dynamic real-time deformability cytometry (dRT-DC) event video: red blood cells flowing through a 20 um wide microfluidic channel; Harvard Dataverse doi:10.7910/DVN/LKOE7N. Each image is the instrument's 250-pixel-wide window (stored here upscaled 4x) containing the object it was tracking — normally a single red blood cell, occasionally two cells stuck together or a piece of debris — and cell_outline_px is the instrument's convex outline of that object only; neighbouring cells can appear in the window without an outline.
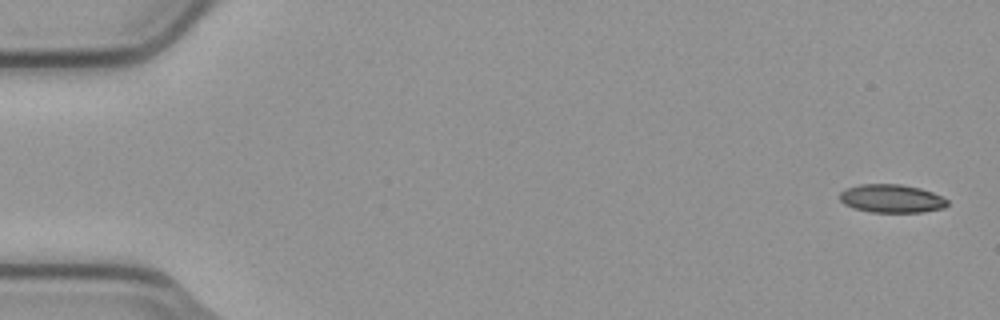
{"species": "common noctule bat (a hibernating species)", "species_latin": "Nyctalus noctula", "temperature_condition": "cold", "stored_images_in_passage": 6, "camera_frame_rate_fps": 3000, "um_per_image_px": 0.085, "animal": {"sex": "male", "body_mass_g": 23.1, "forearm_length_mm": 52.7}, "frame": {"image": 1, "passage_image": 1, "time_ms": 0.0, "image_size_px": [1000, 320], "cell_outline_px": [[948, 204], [944, 208], [920, 212], [872, 212], [856, 208], [844, 204], [840, 200], [840, 192], [848, 188], [860, 184], [900, 184], [920, 188], [932, 192], [948, 200]], "centroid_in_image_um": [75.79, 16.87], "position_along_channel_um": 9.2, "area_um2": 17.57}}
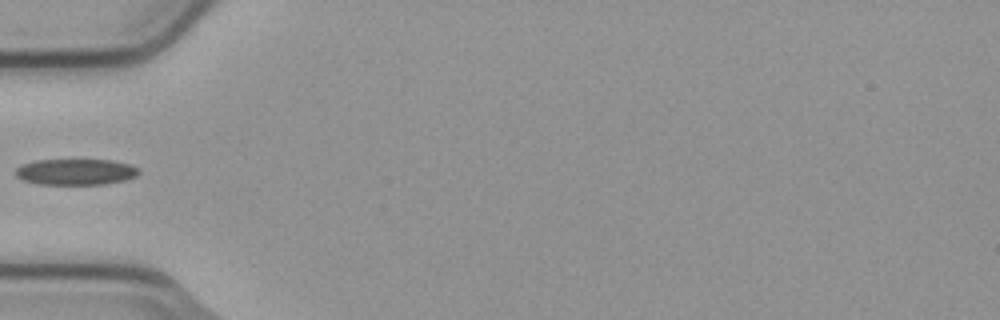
{"frame": {"image": 2, "passage_image": 5, "time_ms": 1.333, "image_size_px": [1000, 320], "cell_outline_px": [[140, 172], [136, 176], [124, 180], [104, 184], [36, 184], [24, 180], [16, 176], [16, 168], [20, 164], [36, 160], [112, 160], [132, 164], [140, 168]], "centroid_in_image_um": [6.46, 14.6], "position_along_channel_um": 78.5, "area_um2": 18.84}}
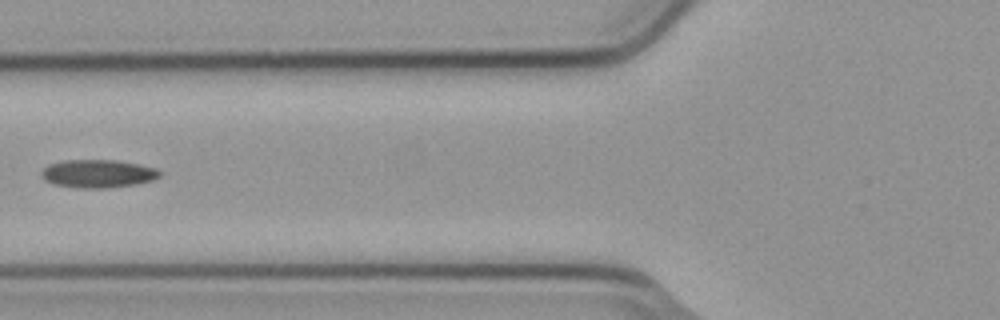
{"frame": {"image": 3, "passage_image": 6, "time_ms": 1.667, "image_size_px": [1000, 320], "cell_outline_px": [[160, 176], [152, 180], [136, 184], [108, 188], [76, 188], [52, 184], [44, 180], [40, 176], [40, 172], [44, 168], [52, 164], [64, 160], [116, 160], [156, 168], [160, 172]], "centroid_in_image_um": [8.28, 14.77], "position_along_channel_um": 117.5, "area_um2": 19.36}}